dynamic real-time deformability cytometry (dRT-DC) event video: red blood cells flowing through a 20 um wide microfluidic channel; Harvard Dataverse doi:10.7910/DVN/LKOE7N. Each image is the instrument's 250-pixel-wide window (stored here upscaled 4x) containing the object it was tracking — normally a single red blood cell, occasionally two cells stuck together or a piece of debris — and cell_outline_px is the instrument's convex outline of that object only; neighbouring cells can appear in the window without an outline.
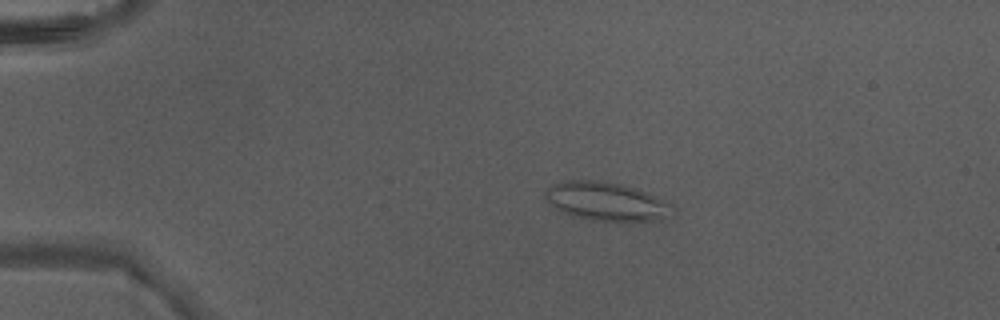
{"species": "Egyptian fruit bat (a non-hibernating species)", "species_latin": "Rousettus aegyptiacus", "temperature_condition": "warm", "stored_images_in_passage": 4, "camera_frame_rate_fps": 3000, "um_per_image_px": 0.085, "animal": {"sex": "male"}, "frame": {"image": 1, "passage_image": 3, "time_ms": 0.667, "image_size_px": [1000, 320], "cell_outline_px": [[676, 208], [668, 216], [660, 220], [588, 220], [564, 212], [556, 208], [544, 196], [544, 192], [552, 184], [564, 180], [596, 180], [620, 184], [636, 188], [648, 192], [672, 204]], "centroid_in_image_um": [51.56, 17.1], "position_along_channel_um": 33.4, "area_um2": 28.32}}